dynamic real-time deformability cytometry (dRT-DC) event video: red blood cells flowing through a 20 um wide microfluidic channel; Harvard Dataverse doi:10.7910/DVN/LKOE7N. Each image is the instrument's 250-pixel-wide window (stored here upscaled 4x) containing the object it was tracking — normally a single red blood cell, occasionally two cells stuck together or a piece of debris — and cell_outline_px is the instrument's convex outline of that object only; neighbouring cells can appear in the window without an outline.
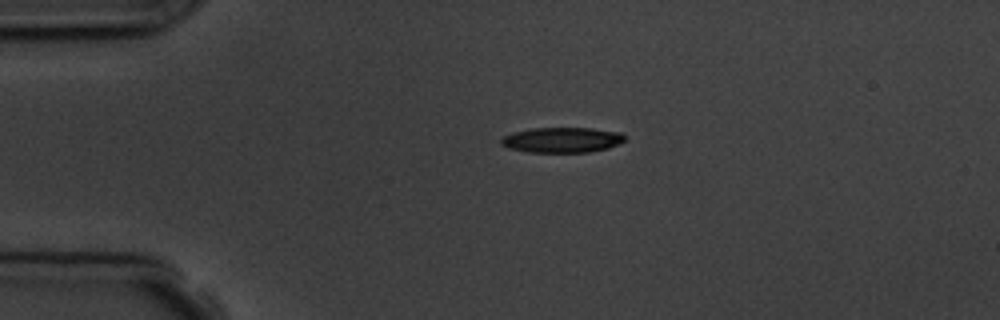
{"species": "common noctule bat (a hibernating species)", "species_latin": "Nyctalus noctula", "temperature_condition": "room temperature", "stored_images_in_passage": 2, "camera_frame_rate_fps": 3000, "um_per_image_px": 0.085, "animal": {"sex": "male", "body_mass_g": 19.5, "forearm_length_mm": 54.6}, "frame": {"image": 1, "passage_image": 1, "time_ms": 0.0, "image_size_px": [1000, 320], "cell_outline_px": [[624, 140], [608, 148], [588, 152], [528, 152], [508, 148], [500, 144], [500, 140], [504, 136], [512, 132], [532, 128], [592, 128], [620, 132], [624, 136]], "centroid_in_image_um": [47.72, 11.89], "position_along_channel_um": 37.3, "area_um2": 18.15}}